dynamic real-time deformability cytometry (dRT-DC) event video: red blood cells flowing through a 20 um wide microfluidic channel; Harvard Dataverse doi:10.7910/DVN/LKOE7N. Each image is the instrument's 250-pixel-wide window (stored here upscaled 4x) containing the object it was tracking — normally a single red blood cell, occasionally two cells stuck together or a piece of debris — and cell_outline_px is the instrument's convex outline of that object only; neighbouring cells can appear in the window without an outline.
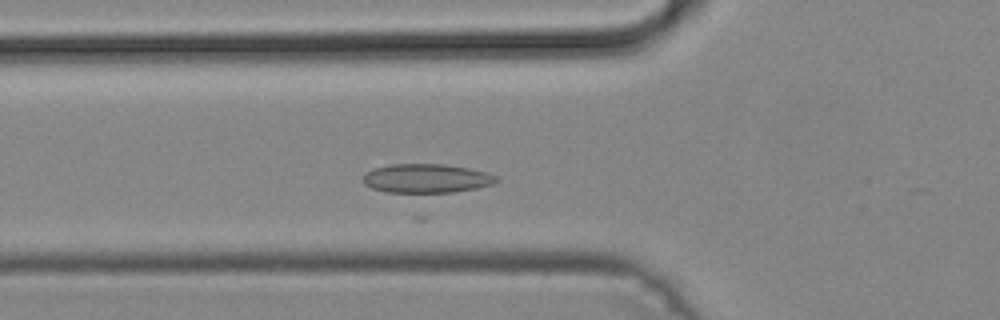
{"species": "common noctule bat (a hibernating species)", "species_latin": "Nyctalus noctula", "temperature_condition": "cold", "stored_images_in_passage": 21, "camera_frame_rate_fps": 3000, "um_per_image_px": 0.085, "animal": {"sex": "male", "body_mass_g": 19.2, "forearm_length_mm": 51.8}, "frame": {"image": 1, "passage_image": 14, "time_ms": 4.333, "image_size_px": [1000, 320], "cell_outline_px": [[500, 180], [492, 184], [476, 188], [452, 192], [388, 192], [372, 188], [364, 184], [364, 172], [372, 168], [388, 164], [444, 164], [468, 168], [484, 172], [496, 176]], "centroid_in_image_um": [36.21, 15.15], "position_along_channel_um": 89.6, "area_um2": 22.43}}
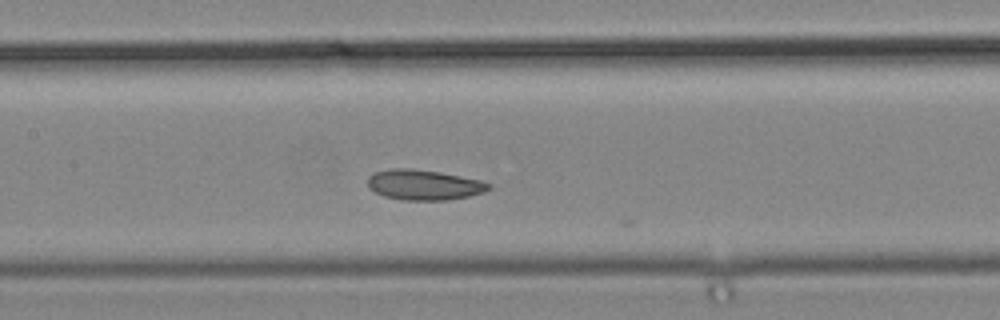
{"frame": {"image": 2, "passage_image": 20, "time_ms": 6.333, "image_size_px": [1000, 320], "cell_outline_px": [[492, 188], [484, 192], [468, 196], [448, 200], [404, 200], [384, 196], [368, 188], [368, 176], [376, 172], [392, 168], [408, 168], [440, 172], [480, 180], [492, 184]], "centroid_in_image_um": [36.05, 15.71], "position_along_channel_um": 171.4, "area_um2": 21.33}}